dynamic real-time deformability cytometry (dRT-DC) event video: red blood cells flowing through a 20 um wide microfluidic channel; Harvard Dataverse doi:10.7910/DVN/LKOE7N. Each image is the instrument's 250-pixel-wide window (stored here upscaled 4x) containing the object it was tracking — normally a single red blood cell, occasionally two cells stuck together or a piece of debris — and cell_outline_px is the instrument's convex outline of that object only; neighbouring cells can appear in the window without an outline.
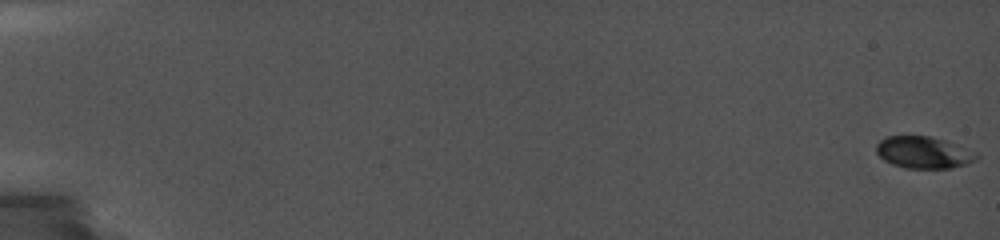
{"species": "common noctule bat (a hibernating species)", "species_latin": "Nyctalus noctula", "temperature_condition": "cold", "stored_images_in_passage": 9, "camera_frame_rate_fps": 5000, "um_per_image_px": 0.085, "animal": {"sex": "female", "body_mass_g": 19.0, "forearm_length_mm": 56.7}, "frame": {"image": 1, "passage_image": 1, "time_ms": 0.0, "image_size_px": [1000, 240], "cell_outline_px": [[980, 156], [976, 160], [968, 164], [952, 168], [908, 168], [892, 164], [884, 160], [876, 152], [876, 144], [880, 140], [888, 136], [928, 136], [944, 140], [976, 152]], "centroid_in_image_um": [78.52, 12.96], "position_along_channel_um": 6.5, "area_um2": 18.55}}
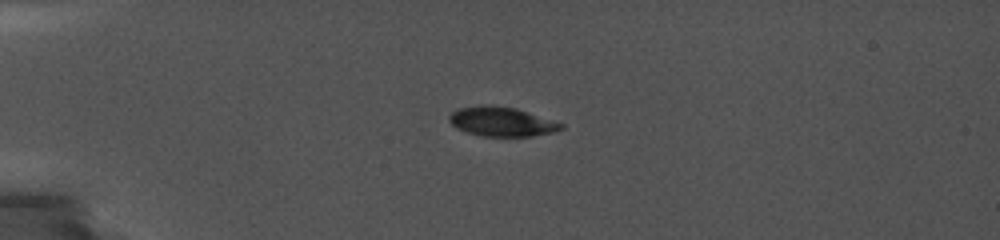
{"frame": {"image": 2, "passage_image": 6, "time_ms": 5.2, "image_size_px": [1000, 240], "cell_outline_px": [[564, 128], [556, 132], [532, 136], [480, 136], [456, 128], [448, 120], [448, 116], [452, 112], [460, 108], [516, 108], [564, 124]], "centroid_in_image_um": [42.7, 10.4], "position_along_channel_um": 42.3, "area_um2": 18.32}}